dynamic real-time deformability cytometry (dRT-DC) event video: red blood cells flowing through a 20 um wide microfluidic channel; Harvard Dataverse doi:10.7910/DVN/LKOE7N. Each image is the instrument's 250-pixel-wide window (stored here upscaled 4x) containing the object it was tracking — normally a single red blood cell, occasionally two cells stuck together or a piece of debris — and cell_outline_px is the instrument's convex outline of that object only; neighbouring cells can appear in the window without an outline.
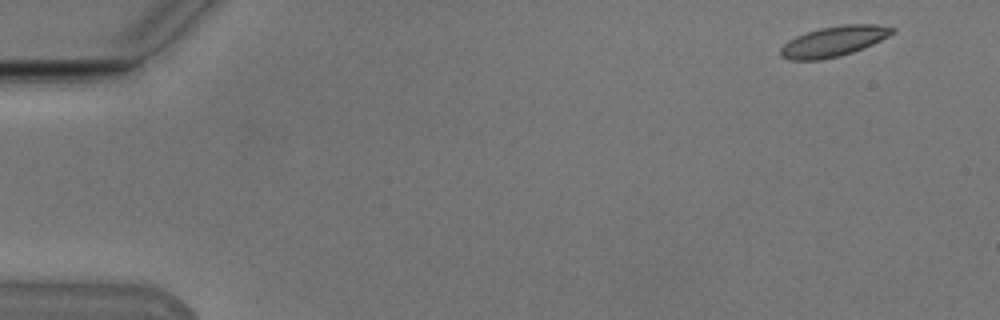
{"species": "Egyptian fruit bat (a non-hibernating species)", "species_latin": "Rousettus aegyptiacus", "temperature_condition": "cold", "stored_images_in_passage": 33, "camera_frame_rate_fps": 3000, "um_per_image_px": 0.085, "animal": {"sex": "male"}, "frame": {"image": 1, "passage_image": 1, "time_ms": 0.0, "image_size_px": [1000, 320], "cell_outline_px": [[896, 32], [864, 48], [840, 56], [820, 60], [788, 60], [780, 56], [780, 48], [788, 40], [796, 36], [820, 28], [844, 24], [876, 24], [896, 28]], "centroid_in_image_um": [70.86, 3.52], "position_along_channel_um": 14.1, "area_um2": 19.77}}
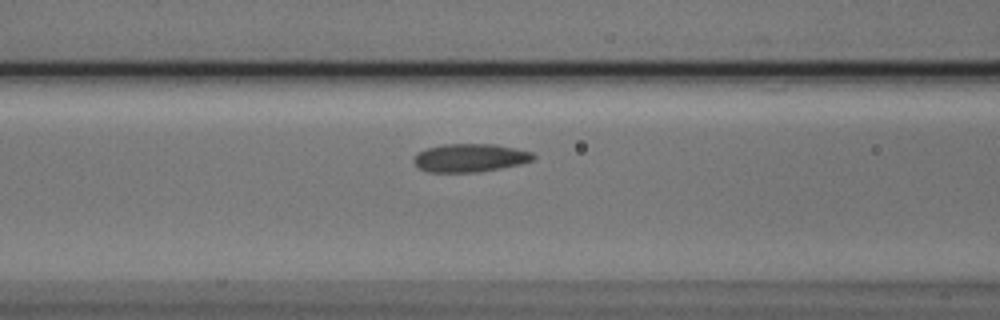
{"frame": {"image": 2, "passage_image": 20, "time_ms": 6.333, "image_size_px": [1000, 320], "cell_outline_px": [[536, 156], [532, 160], [520, 164], [500, 168], [476, 172], [428, 172], [420, 168], [412, 160], [416, 152], [428, 148], [444, 144], [496, 144], [532, 152]], "centroid_in_image_um": [39.93, 13.41], "position_along_channel_um": 126.7, "area_um2": 19.59}}
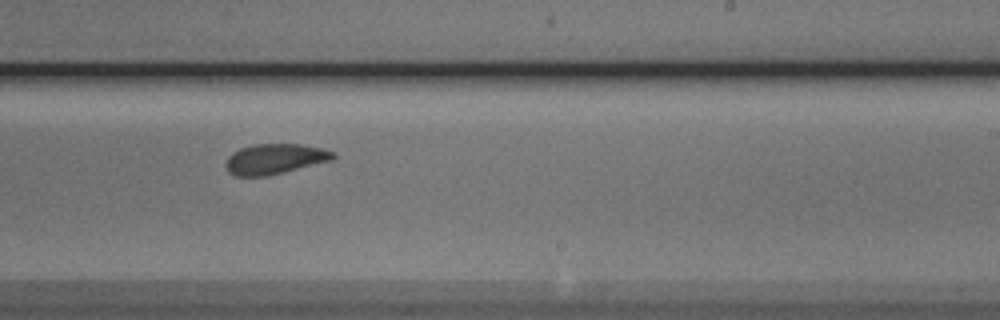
{"frame": {"image": 3, "passage_image": 31, "time_ms": 10.0, "image_size_px": [1000, 320], "cell_outline_px": [[336, 156], [332, 160], [268, 176], [236, 176], [228, 172], [224, 164], [228, 156], [232, 152], [240, 148], [252, 144], [300, 144], [324, 148], [336, 152]], "centroid_in_image_um": [23.35, 13.5], "position_along_channel_um": 265.6, "area_um2": 19.19}}